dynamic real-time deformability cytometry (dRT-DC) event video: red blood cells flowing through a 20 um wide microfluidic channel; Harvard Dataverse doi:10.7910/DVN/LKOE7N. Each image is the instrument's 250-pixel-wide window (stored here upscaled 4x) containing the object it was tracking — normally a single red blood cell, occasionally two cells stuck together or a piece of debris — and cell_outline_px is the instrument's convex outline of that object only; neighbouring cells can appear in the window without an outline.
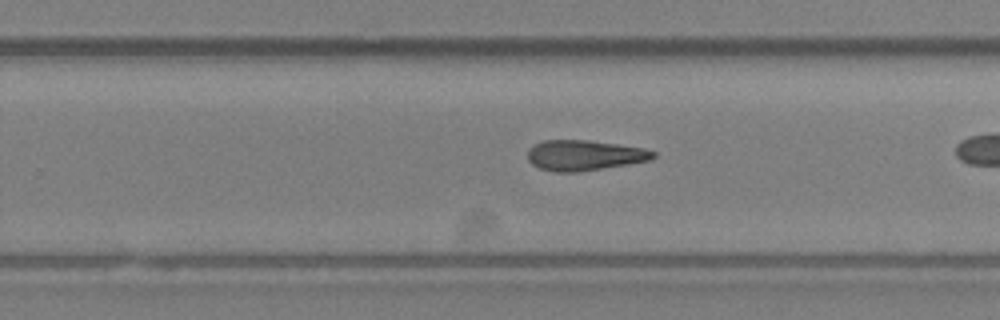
{"species": "Egyptian fruit bat (a non-hibernating species)", "species_latin": "Rousettus aegyptiacus", "temperature_condition": "room temperature", "stored_images_in_passage": 27, "camera_frame_rate_fps": 3000, "um_per_image_px": 0.085, "animal": {"sex": "female"}, "frame": {"image": 1, "passage_image": 20, "time_ms": 6.333, "image_size_px": [1000, 320], "cell_outline_px": [[656, 156], [652, 160], [628, 164], [576, 172], [556, 172], [540, 168], [532, 164], [528, 160], [528, 148], [544, 140], [588, 140], [644, 148], [656, 152]], "centroid_in_image_um": [49.68, 13.2], "position_along_channel_um": 280.1, "area_um2": 22.14}}